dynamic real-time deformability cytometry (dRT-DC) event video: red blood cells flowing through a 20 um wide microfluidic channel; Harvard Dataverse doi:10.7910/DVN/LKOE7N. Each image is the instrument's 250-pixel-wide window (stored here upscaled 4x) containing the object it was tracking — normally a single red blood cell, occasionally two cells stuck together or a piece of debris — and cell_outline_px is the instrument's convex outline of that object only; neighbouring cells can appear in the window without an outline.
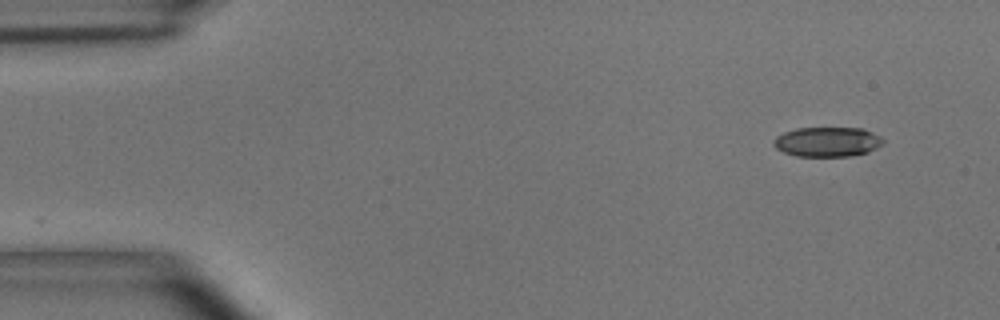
{"species": "common noctule bat (a hibernating species)", "species_latin": "Nyctalus noctula", "temperature_condition": "room temperature", "stored_images_in_passage": 8, "camera_frame_rate_fps": 3000, "um_per_image_px": 0.085, "animal": {"sex": "male", "body_mass_g": 15.6}, "frame": {"image": 1, "passage_image": 1, "time_ms": 0.0, "image_size_px": [1000, 320], "cell_outline_px": [[884, 144], [868, 152], [852, 156], [796, 156], [784, 152], [776, 148], [772, 144], [772, 140], [776, 136], [784, 132], [796, 128], [864, 128], [880, 136], [884, 140]], "centroid_in_image_um": [70.33, 12.05], "position_along_channel_um": 14.7, "area_um2": 19.13}}